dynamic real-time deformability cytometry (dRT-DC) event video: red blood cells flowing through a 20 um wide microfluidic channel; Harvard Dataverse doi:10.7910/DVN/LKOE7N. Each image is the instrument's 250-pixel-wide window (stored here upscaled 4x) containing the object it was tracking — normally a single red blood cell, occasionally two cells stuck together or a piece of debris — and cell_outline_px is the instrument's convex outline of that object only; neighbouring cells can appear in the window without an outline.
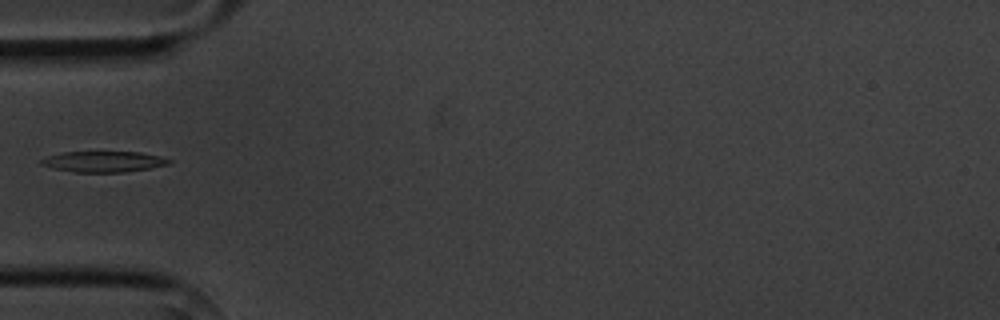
{"species": "common noctule bat (a hibernating species)", "species_latin": "Nyctalus noctula", "temperature_condition": "cold", "stored_images_in_passage": 8, "camera_frame_rate_fps": 3000, "um_per_image_px": 0.085, "animal": {"sex": "male", "body_mass_g": 20.1, "forearm_length_mm": 53.5}, "frame": {"image": 1, "passage_image": 5, "time_ms": 5.667, "image_size_px": [1000, 320], "cell_outline_px": [[172, 164], [124, 172], [76, 172], [52, 168], [40, 164], [40, 160], [48, 156], [64, 152], [140, 152], [160, 156], [172, 160]], "centroid_in_image_um": [8.83, 13.74], "position_along_channel_um": 76.2, "area_um2": 15.43}}
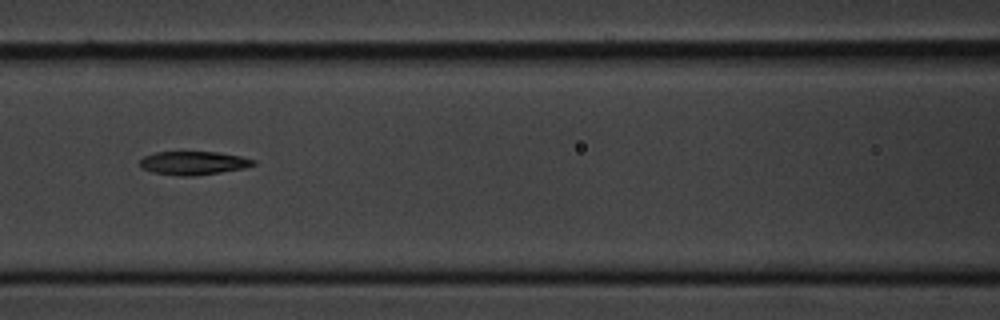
{"frame": {"image": 2, "passage_image": 7, "time_ms": 7.667, "image_size_px": [1000, 320], "cell_outline_px": [[256, 164], [244, 168], [196, 176], [176, 176], [152, 172], [140, 168], [140, 160], [144, 156], [156, 152], [216, 152], [240, 156], [256, 160]], "centroid_in_image_um": [16.42, 13.86], "position_along_channel_um": 150.2, "area_um2": 15.61}}
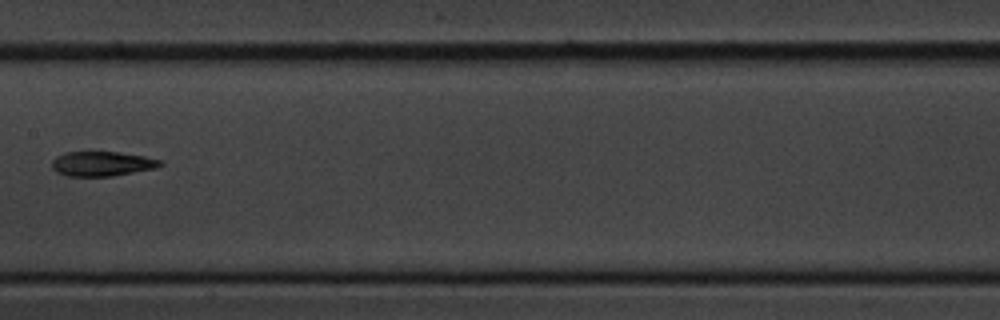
{"frame": {"image": 3, "passage_image": 8, "time_ms": 9.0, "image_size_px": [1000, 320], "cell_outline_px": [[164, 164], [156, 168], [112, 176], [68, 176], [56, 172], [52, 168], [52, 160], [56, 156], [64, 152], [120, 152], [144, 156], [164, 160]], "centroid_in_image_um": [8.69, 13.91], "position_along_channel_um": 198.7, "area_um2": 15.72}}